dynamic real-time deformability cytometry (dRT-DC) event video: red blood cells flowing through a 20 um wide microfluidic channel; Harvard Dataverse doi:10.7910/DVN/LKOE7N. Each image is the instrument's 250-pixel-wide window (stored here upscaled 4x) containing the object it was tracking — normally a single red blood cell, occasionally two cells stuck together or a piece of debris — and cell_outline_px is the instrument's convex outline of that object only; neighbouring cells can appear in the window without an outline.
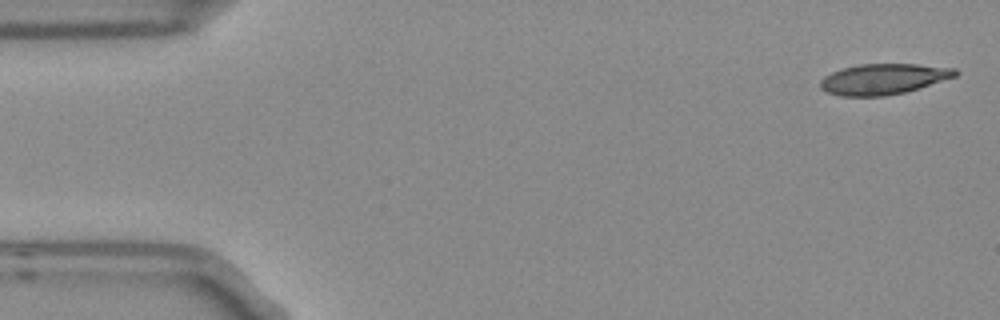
{"species": "Egyptian fruit bat (a non-hibernating species)", "species_latin": "Rousettus aegyptiacus", "temperature_condition": "room temperature", "stored_images_in_passage": 5, "camera_frame_rate_fps": 3000, "um_per_image_px": 0.085, "frame": {"image": 1, "passage_image": 1, "time_ms": 0.0, "image_size_px": [1000, 320], "cell_outline_px": [[960, 72], [956, 76], [920, 88], [904, 92], [884, 96], [840, 96], [828, 92], [820, 88], [820, 80], [824, 76], [840, 68], [860, 64], [916, 64], [956, 68]], "centroid_in_image_um": [75.09, 6.71], "position_along_channel_um": 9.9, "area_um2": 24.22}}